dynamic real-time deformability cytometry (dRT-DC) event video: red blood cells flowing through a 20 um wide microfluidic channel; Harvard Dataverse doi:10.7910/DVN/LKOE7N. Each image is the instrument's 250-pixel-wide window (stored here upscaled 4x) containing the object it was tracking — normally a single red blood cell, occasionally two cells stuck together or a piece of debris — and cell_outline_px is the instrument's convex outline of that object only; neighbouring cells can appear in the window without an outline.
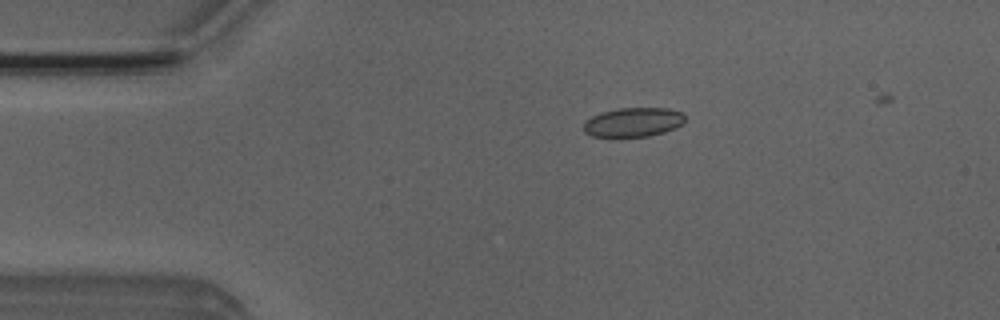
{"species": "Egyptian fruit bat (a non-hibernating species)", "species_latin": "Rousettus aegyptiacus", "temperature_condition": "room temperature", "stored_images_in_passage": 43, "camera_frame_rate_fps": 3000, "um_per_image_px": 0.085, "animal": {"sex": "male"}, "frame": {"image": 1, "passage_image": 2, "time_ms": 0.333, "image_size_px": [1000, 320], "cell_outline_px": [[684, 124], [664, 132], [648, 136], [616, 140], [612, 140], [592, 136], [584, 132], [584, 120], [600, 112], [620, 108], [668, 108], [680, 112], [684, 116]], "centroid_in_image_um": [53.75, 10.44], "position_along_channel_um": 31.3, "area_um2": 18.03}}
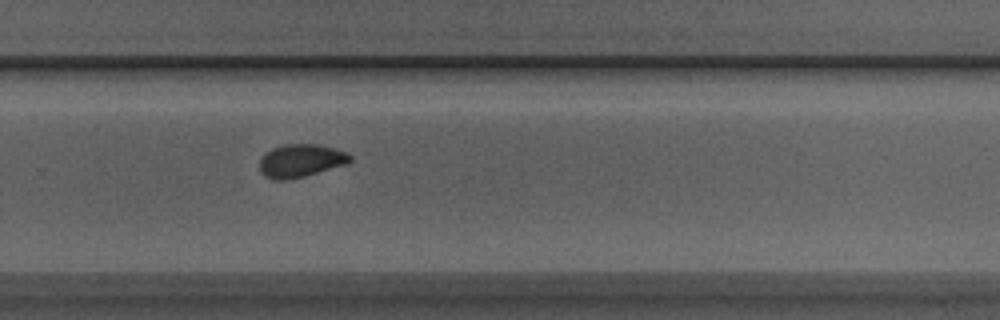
{"frame": {"image": 2, "passage_image": 26, "time_ms": 8.333, "image_size_px": [1000, 320], "cell_outline_px": [[352, 160], [348, 164], [304, 176], [288, 180], [276, 180], [264, 176], [260, 172], [260, 160], [264, 152], [272, 148], [284, 144], [316, 144], [348, 152], [352, 156]], "centroid_in_image_um": [25.56, 13.66], "position_along_channel_um": 304.2, "area_um2": 17.57}}
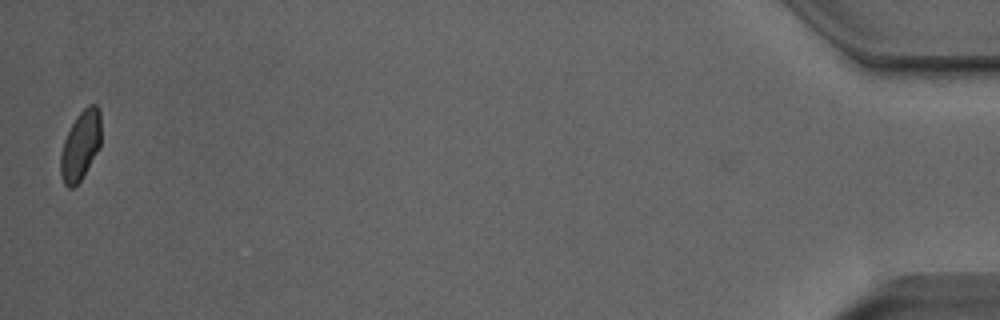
{"frame": {"image": 3, "passage_image": 43, "time_ms": 14.0, "image_size_px": [1000, 320], "cell_outline_px": [[100, 148], [80, 180], [72, 188], [68, 188], [64, 184], [60, 176], [60, 152], [64, 140], [76, 116], [88, 104], [96, 104], [100, 112]], "centroid_in_image_um": [6.83, 12.37], "position_along_channel_um": 428.4, "area_um2": 16.36}, "authors_computed_cell_mechanics": {"area_um2": 17.34, "velocity_mm_per_s": 3.9715, "shape_relaxation_time_tau1_ms": 6.4608, "shape_relaxation_time_tau2_ms": 1.9265, "deformation_change_tau1": 0.1027, "deformation_change_tau2": 0.055}}